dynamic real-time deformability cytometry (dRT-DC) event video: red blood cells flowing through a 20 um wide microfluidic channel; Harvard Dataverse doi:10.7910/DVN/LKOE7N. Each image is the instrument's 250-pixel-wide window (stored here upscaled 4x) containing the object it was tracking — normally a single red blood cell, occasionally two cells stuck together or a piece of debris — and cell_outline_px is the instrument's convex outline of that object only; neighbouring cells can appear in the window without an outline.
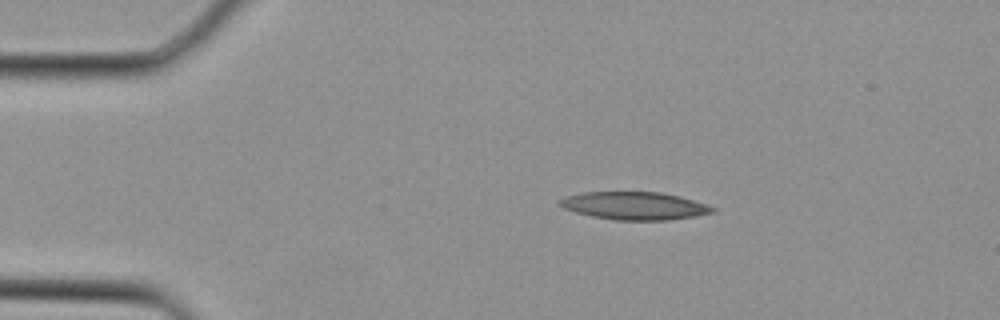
{"species": "Egyptian fruit bat (a non-hibernating species)", "species_latin": "Rousettus aegyptiacus", "temperature_condition": "cold", "stored_images_in_passage": 1, "camera_frame_rate_fps": 3000, "um_per_image_px": 0.085, "animal": {"sex": "female"}, "frame": {"image": 1, "passage_image": 1, "time_ms": 0.0, "image_size_px": [1000, 320], "cell_outline_px": [[716, 212], [668, 220], [616, 220], [592, 216], [576, 212], [564, 208], [556, 204], [564, 196], [584, 192], [660, 192], [680, 196], [708, 204], [716, 208]], "centroid_in_image_um": [53.94, 17.48], "position_along_channel_um": 31.1, "area_um2": 24.8}}